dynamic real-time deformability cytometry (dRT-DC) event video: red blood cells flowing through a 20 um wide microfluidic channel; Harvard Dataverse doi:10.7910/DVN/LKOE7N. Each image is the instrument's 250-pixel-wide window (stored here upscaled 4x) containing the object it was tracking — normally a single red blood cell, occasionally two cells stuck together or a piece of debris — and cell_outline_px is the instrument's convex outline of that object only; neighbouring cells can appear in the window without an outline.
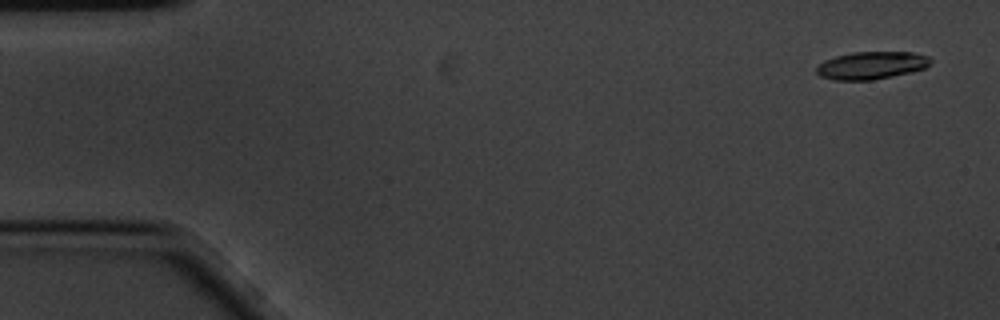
{"species": "common noctule bat (a hibernating species)", "species_latin": "Nyctalus noctula", "temperature_condition": "cold", "stored_images_in_passage": 5, "camera_frame_rate_fps": 3000, "um_per_image_px": 0.085, "animal": {"sex": "male", "body_mass_g": 20.1, "forearm_length_mm": 53.5}, "frame": {"image": 1, "passage_image": 1, "time_ms": 0.0, "image_size_px": [1000, 320], "cell_outline_px": [[932, 60], [924, 68], [912, 72], [872, 80], [832, 80], [820, 76], [816, 72], [816, 68], [824, 60], [836, 56], [852, 52], [912, 52], [928, 56]], "centroid_in_image_um": [74.05, 5.56], "position_along_channel_um": 10.9, "area_um2": 18.32}}